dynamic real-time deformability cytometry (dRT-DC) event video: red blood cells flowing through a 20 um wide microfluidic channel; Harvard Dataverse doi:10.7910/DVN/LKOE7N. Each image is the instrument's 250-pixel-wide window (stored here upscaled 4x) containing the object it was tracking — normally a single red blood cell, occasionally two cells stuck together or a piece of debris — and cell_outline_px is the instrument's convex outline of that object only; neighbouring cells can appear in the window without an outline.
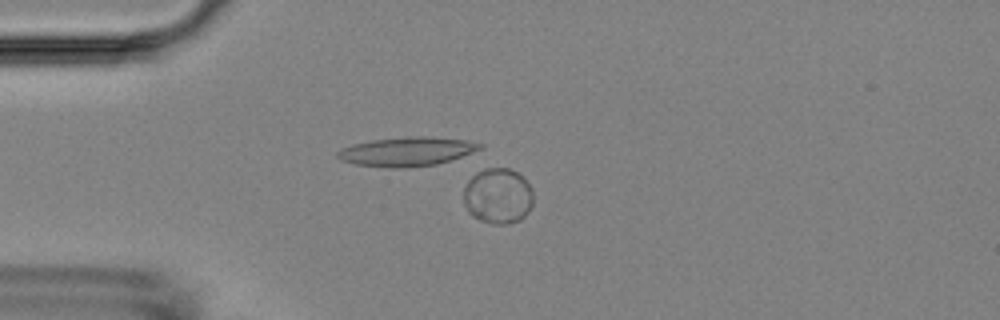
{"species": "Egyptian fruit bat (a non-hibernating species)", "species_latin": "Rousettus aegyptiacus", "temperature_condition": "room temperature", "stored_images_in_passage": 56, "camera_frame_rate_fps": 3000, "um_per_image_px": 0.085, "animal": {"sex": "female"}, "frame": {"image": 1, "passage_image": 15, "time_ms": 4.667, "image_size_px": [1000, 320], "cell_outline_px": [[532, 204], [528, 212], [520, 220], [508, 224], [492, 224], [480, 220], [472, 216], [468, 212], [464, 204], [464, 188], [468, 180], [476, 172], [484, 168], [508, 168], [516, 172], [532, 188]], "centroid_in_image_um": [42.3, 16.67], "position_along_channel_um": 42.7, "area_um2": 22.6}}
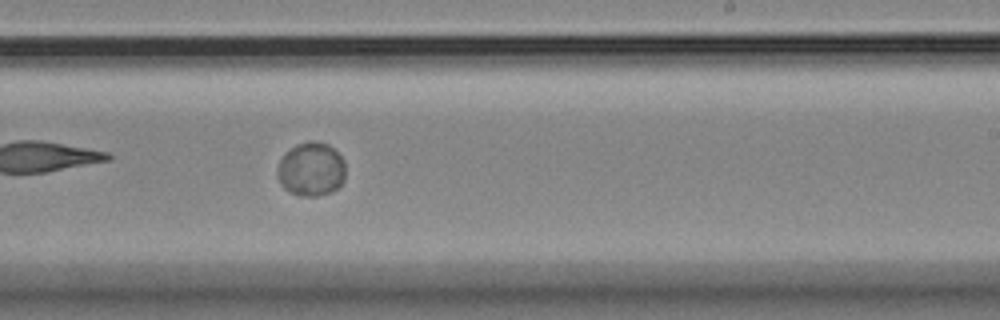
{"frame": {"image": 2, "passage_image": 35, "time_ms": 11.333, "image_size_px": [1000, 320], "cell_outline_px": [[344, 180], [332, 192], [316, 196], [300, 196], [288, 192], [280, 184], [276, 176], [276, 172], [280, 160], [284, 152], [296, 144], [308, 140], [312, 140], [328, 144], [344, 160]], "centroid_in_image_um": [26.4, 14.38], "position_along_channel_um": 262.6, "area_um2": 21.62}}
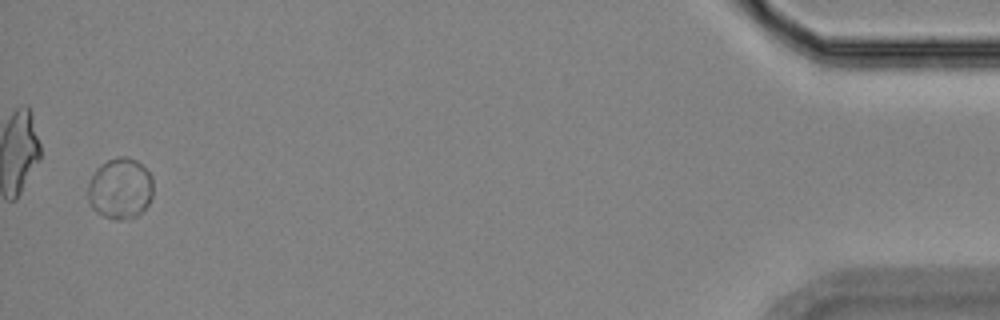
{"frame": {"image": 3, "passage_image": 55, "time_ms": 18.0, "image_size_px": [1000, 320], "cell_outline_px": [[152, 196], [148, 204], [136, 216], [124, 220], [116, 220], [104, 216], [96, 212], [92, 208], [88, 200], [88, 184], [96, 168], [108, 160], [120, 156], [124, 156], [136, 160], [152, 176]], "centroid_in_image_um": [10.2, 16.03], "position_along_channel_um": 425.0, "area_um2": 23.12}, "authors_computed_cell_mechanics": {"area_um2": 22.0796, "velocity_mm_per_s": 3.6234, "shape_relaxation_time_tau1_ms": 1.9613, "shape_relaxation_time_tau2_ms": null, "deformation_change_tau1": 0.0221, "deformation_change_tau2": null}}